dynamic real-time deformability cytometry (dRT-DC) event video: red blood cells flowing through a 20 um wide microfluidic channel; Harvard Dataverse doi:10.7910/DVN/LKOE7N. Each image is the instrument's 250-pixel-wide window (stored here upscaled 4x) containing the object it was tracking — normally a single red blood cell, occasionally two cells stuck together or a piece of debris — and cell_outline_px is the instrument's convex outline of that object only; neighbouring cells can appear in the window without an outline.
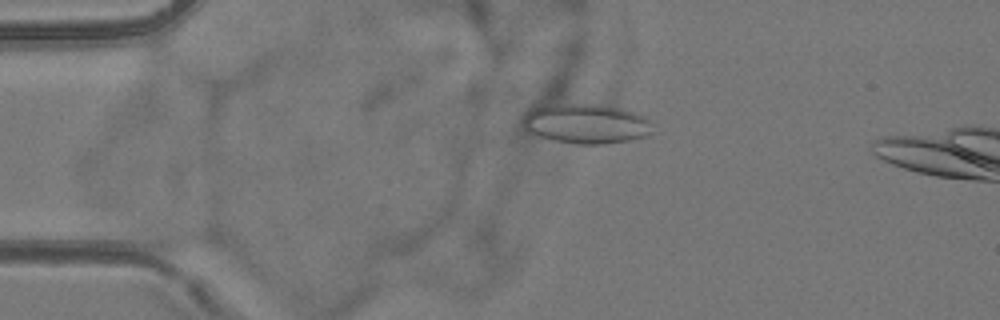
{"species": "common noctule bat (a hibernating species)", "species_latin": "Nyctalus noctula", "temperature_condition": "room temperature", "stored_images_in_passage": 55, "camera_frame_rate_fps": 3000, "um_per_image_px": 0.085, "animal": {"sex": "female", "body_mass_g": 24.6, "forearm_length_mm": 56.2}, "frame": {"image": 1, "passage_image": 12, "time_ms": 3.667, "image_size_px": [1000, 320], "cell_outline_px": [[652, 132], [648, 136], [608, 144], [576, 144], [552, 140], [540, 136], [524, 128], [524, 108], [536, 100], [540, 100], [600, 104], [620, 108], [648, 116]], "centroid_in_image_um": [49.68, 10.42], "position_along_channel_um": 35.3, "area_um2": 31.79}}
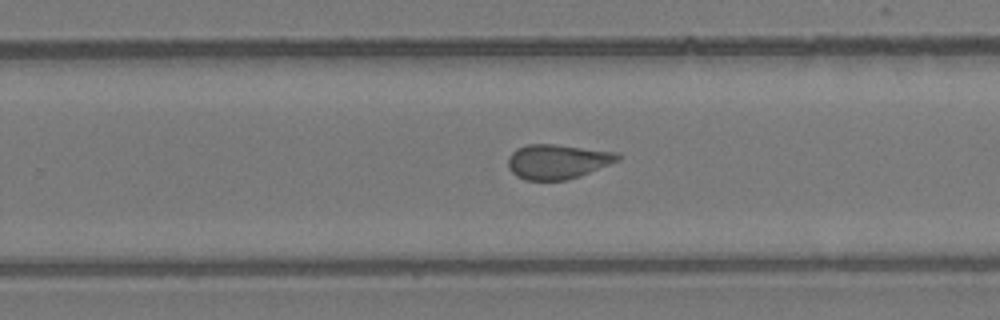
{"frame": {"image": 2, "passage_image": 35, "time_ms": 11.333, "image_size_px": [1000, 320], "cell_outline_px": [[620, 160], [580, 176], [564, 180], [524, 180], [516, 176], [508, 168], [508, 156], [516, 148], [528, 144], [556, 144], [620, 152]], "centroid_in_image_um": [47.39, 13.72], "position_along_channel_um": 282.4, "area_um2": 22.37}}
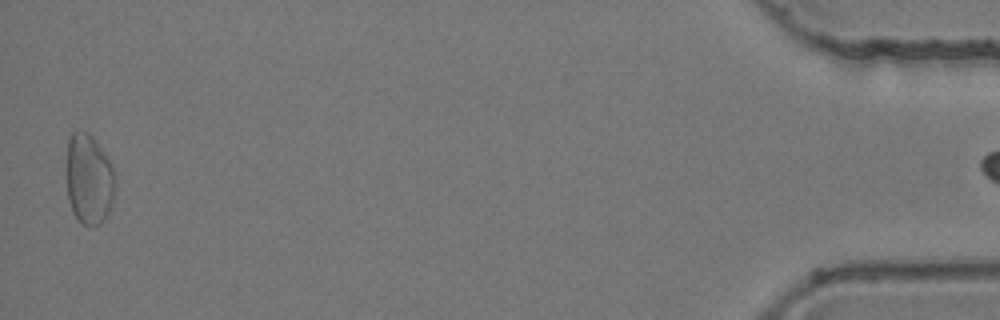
{"frame": {"image": 3, "passage_image": 54, "time_ms": 17.667, "image_size_px": [1000, 320], "cell_outline_px": [[116, 180], [112, 204], [104, 220], [100, 224], [92, 228], [84, 224], [72, 212], [68, 200], [64, 172], [68, 140], [72, 132], [88, 132], [92, 136], [104, 152], [112, 168]], "centroid_in_image_um": [7.52, 15.25], "position_along_channel_um": 427.7, "area_um2": 26.24}}